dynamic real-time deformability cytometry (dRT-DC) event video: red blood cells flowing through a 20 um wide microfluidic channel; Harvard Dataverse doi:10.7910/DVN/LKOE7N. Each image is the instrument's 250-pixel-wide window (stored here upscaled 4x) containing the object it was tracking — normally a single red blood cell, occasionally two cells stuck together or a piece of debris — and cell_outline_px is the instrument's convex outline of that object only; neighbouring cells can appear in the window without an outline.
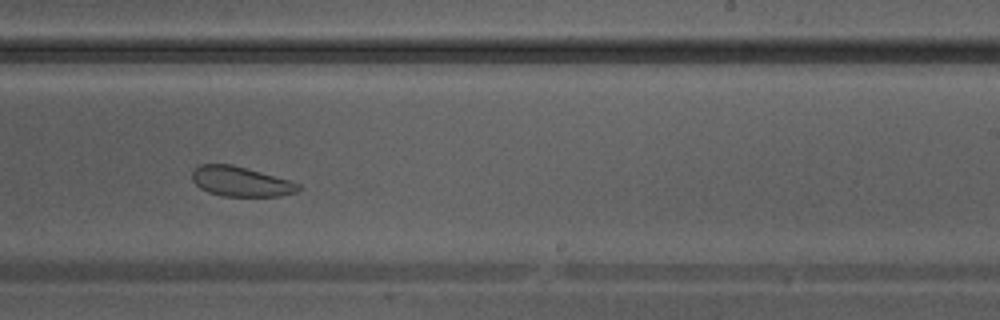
{"species": "Egyptian fruit bat (a non-hibernating species)", "species_latin": "Rousettus aegyptiacus", "temperature_condition": "warm", "stored_images_in_passage": 36, "camera_frame_rate_fps": 3000, "um_per_image_px": 0.085, "animal": {"sex": "male"}, "frame": {"image": 1, "passage_image": 21, "time_ms": 6.667, "image_size_px": [1000, 320], "cell_outline_px": [[300, 188], [296, 192], [276, 196], [224, 196], [208, 192], [200, 188], [192, 180], [192, 172], [200, 164], [232, 164], [292, 180], [300, 184]], "centroid_in_image_um": [20.47, 15.42], "position_along_channel_um": 268.5, "area_um2": 18.5}}